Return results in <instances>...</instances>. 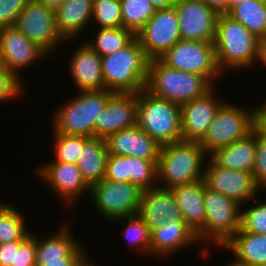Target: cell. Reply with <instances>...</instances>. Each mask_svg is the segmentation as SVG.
<instances>
[{
    "label": "cell",
    "mask_w": 266,
    "mask_h": 266,
    "mask_svg": "<svg viewBox=\"0 0 266 266\" xmlns=\"http://www.w3.org/2000/svg\"><path fill=\"white\" fill-rule=\"evenodd\" d=\"M97 35L94 40H88L87 44L100 56L115 53L117 50L127 46L136 35L124 27L96 28Z\"/></svg>",
    "instance_id": "obj_30"
},
{
    "label": "cell",
    "mask_w": 266,
    "mask_h": 266,
    "mask_svg": "<svg viewBox=\"0 0 266 266\" xmlns=\"http://www.w3.org/2000/svg\"><path fill=\"white\" fill-rule=\"evenodd\" d=\"M120 3L122 27L131 30L135 35L156 12L150 0H120Z\"/></svg>",
    "instance_id": "obj_32"
},
{
    "label": "cell",
    "mask_w": 266,
    "mask_h": 266,
    "mask_svg": "<svg viewBox=\"0 0 266 266\" xmlns=\"http://www.w3.org/2000/svg\"><path fill=\"white\" fill-rule=\"evenodd\" d=\"M28 0H0V28L15 26Z\"/></svg>",
    "instance_id": "obj_41"
},
{
    "label": "cell",
    "mask_w": 266,
    "mask_h": 266,
    "mask_svg": "<svg viewBox=\"0 0 266 266\" xmlns=\"http://www.w3.org/2000/svg\"><path fill=\"white\" fill-rule=\"evenodd\" d=\"M180 38L195 41H214L218 13L207 3L176 2Z\"/></svg>",
    "instance_id": "obj_16"
},
{
    "label": "cell",
    "mask_w": 266,
    "mask_h": 266,
    "mask_svg": "<svg viewBox=\"0 0 266 266\" xmlns=\"http://www.w3.org/2000/svg\"><path fill=\"white\" fill-rule=\"evenodd\" d=\"M136 37L150 60L159 59L181 39L175 6L156 10Z\"/></svg>",
    "instance_id": "obj_13"
},
{
    "label": "cell",
    "mask_w": 266,
    "mask_h": 266,
    "mask_svg": "<svg viewBox=\"0 0 266 266\" xmlns=\"http://www.w3.org/2000/svg\"><path fill=\"white\" fill-rule=\"evenodd\" d=\"M186 224L197 233L205 224L204 181L174 186L170 189Z\"/></svg>",
    "instance_id": "obj_26"
},
{
    "label": "cell",
    "mask_w": 266,
    "mask_h": 266,
    "mask_svg": "<svg viewBox=\"0 0 266 266\" xmlns=\"http://www.w3.org/2000/svg\"><path fill=\"white\" fill-rule=\"evenodd\" d=\"M6 205H7V203H5V202H4V203H1V202H0V211H1Z\"/></svg>",
    "instance_id": "obj_52"
},
{
    "label": "cell",
    "mask_w": 266,
    "mask_h": 266,
    "mask_svg": "<svg viewBox=\"0 0 266 266\" xmlns=\"http://www.w3.org/2000/svg\"><path fill=\"white\" fill-rule=\"evenodd\" d=\"M45 55L48 54L15 26L0 28V61L19 79L22 69L45 58Z\"/></svg>",
    "instance_id": "obj_15"
},
{
    "label": "cell",
    "mask_w": 266,
    "mask_h": 266,
    "mask_svg": "<svg viewBox=\"0 0 266 266\" xmlns=\"http://www.w3.org/2000/svg\"><path fill=\"white\" fill-rule=\"evenodd\" d=\"M218 14L228 13L230 10V0H203Z\"/></svg>",
    "instance_id": "obj_45"
},
{
    "label": "cell",
    "mask_w": 266,
    "mask_h": 266,
    "mask_svg": "<svg viewBox=\"0 0 266 266\" xmlns=\"http://www.w3.org/2000/svg\"><path fill=\"white\" fill-rule=\"evenodd\" d=\"M113 94L107 89L79 91V94L55 111L52 117L53 132L95 137V120Z\"/></svg>",
    "instance_id": "obj_5"
},
{
    "label": "cell",
    "mask_w": 266,
    "mask_h": 266,
    "mask_svg": "<svg viewBox=\"0 0 266 266\" xmlns=\"http://www.w3.org/2000/svg\"><path fill=\"white\" fill-rule=\"evenodd\" d=\"M25 91L22 80L0 61V102L19 98Z\"/></svg>",
    "instance_id": "obj_38"
},
{
    "label": "cell",
    "mask_w": 266,
    "mask_h": 266,
    "mask_svg": "<svg viewBox=\"0 0 266 266\" xmlns=\"http://www.w3.org/2000/svg\"><path fill=\"white\" fill-rule=\"evenodd\" d=\"M243 24L258 38L266 36V3L259 0H246L233 6L227 13Z\"/></svg>",
    "instance_id": "obj_29"
},
{
    "label": "cell",
    "mask_w": 266,
    "mask_h": 266,
    "mask_svg": "<svg viewBox=\"0 0 266 266\" xmlns=\"http://www.w3.org/2000/svg\"><path fill=\"white\" fill-rule=\"evenodd\" d=\"M17 207L7 204L0 211V245L13 241H24L31 232L26 228L25 217Z\"/></svg>",
    "instance_id": "obj_31"
},
{
    "label": "cell",
    "mask_w": 266,
    "mask_h": 266,
    "mask_svg": "<svg viewBox=\"0 0 266 266\" xmlns=\"http://www.w3.org/2000/svg\"><path fill=\"white\" fill-rule=\"evenodd\" d=\"M203 200L205 224L196 233V237L201 245L203 243L208 246L212 242L222 248L240 229L241 205L234 199L207 188L205 183Z\"/></svg>",
    "instance_id": "obj_7"
},
{
    "label": "cell",
    "mask_w": 266,
    "mask_h": 266,
    "mask_svg": "<svg viewBox=\"0 0 266 266\" xmlns=\"http://www.w3.org/2000/svg\"><path fill=\"white\" fill-rule=\"evenodd\" d=\"M250 109V110H249ZM256 126V107L244 109L225 102L218 109L204 138L199 142L207 155L245 138Z\"/></svg>",
    "instance_id": "obj_8"
},
{
    "label": "cell",
    "mask_w": 266,
    "mask_h": 266,
    "mask_svg": "<svg viewBox=\"0 0 266 266\" xmlns=\"http://www.w3.org/2000/svg\"><path fill=\"white\" fill-rule=\"evenodd\" d=\"M212 88L203 76L170 68L159 59L149 62L145 89L156 97L181 106L204 96Z\"/></svg>",
    "instance_id": "obj_4"
},
{
    "label": "cell",
    "mask_w": 266,
    "mask_h": 266,
    "mask_svg": "<svg viewBox=\"0 0 266 266\" xmlns=\"http://www.w3.org/2000/svg\"><path fill=\"white\" fill-rule=\"evenodd\" d=\"M143 190L130 182L103 179L90 186L91 200L98 213L106 220H115L139 212Z\"/></svg>",
    "instance_id": "obj_10"
},
{
    "label": "cell",
    "mask_w": 266,
    "mask_h": 266,
    "mask_svg": "<svg viewBox=\"0 0 266 266\" xmlns=\"http://www.w3.org/2000/svg\"><path fill=\"white\" fill-rule=\"evenodd\" d=\"M252 175L255 183L266 190V135L256 126V158Z\"/></svg>",
    "instance_id": "obj_39"
},
{
    "label": "cell",
    "mask_w": 266,
    "mask_h": 266,
    "mask_svg": "<svg viewBox=\"0 0 266 266\" xmlns=\"http://www.w3.org/2000/svg\"><path fill=\"white\" fill-rule=\"evenodd\" d=\"M137 125V93H114L95 120V137L110 134Z\"/></svg>",
    "instance_id": "obj_18"
},
{
    "label": "cell",
    "mask_w": 266,
    "mask_h": 266,
    "mask_svg": "<svg viewBox=\"0 0 266 266\" xmlns=\"http://www.w3.org/2000/svg\"><path fill=\"white\" fill-rule=\"evenodd\" d=\"M47 5L50 8L56 9L64 0H34Z\"/></svg>",
    "instance_id": "obj_49"
},
{
    "label": "cell",
    "mask_w": 266,
    "mask_h": 266,
    "mask_svg": "<svg viewBox=\"0 0 266 266\" xmlns=\"http://www.w3.org/2000/svg\"><path fill=\"white\" fill-rule=\"evenodd\" d=\"M209 157L223 168L252 173L256 158V126L245 138L218 149Z\"/></svg>",
    "instance_id": "obj_27"
},
{
    "label": "cell",
    "mask_w": 266,
    "mask_h": 266,
    "mask_svg": "<svg viewBox=\"0 0 266 266\" xmlns=\"http://www.w3.org/2000/svg\"><path fill=\"white\" fill-rule=\"evenodd\" d=\"M213 43L221 73L228 69L240 71L257 64L259 38L227 13L218 14Z\"/></svg>",
    "instance_id": "obj_1"
},
{
    "label": "cell",
    "mask_w": 266,
    "mask_h": 266,
    "mask_svg": "<svg viewBox=\"0 0 266 266\" xmlns=\"http://www.w3.org/2000/svg\"><path fill=\"white\" fill-rule=\"evenodd\" d=\"M69 60V72L77 91L104 90L101 56L87 41L79 44Z\"/></svg>",
    "instance_id": "obj_21"
},
{
    "label": "cell",
    "mask_w": 266,
    "mask_h": 266,
    "mask_svg": "<svg viewBox=\"0 0 266 266\" xmlns=\"http://www.w3.org/2000/svg\"><path fill=\"white\" fill-rule=\"evenodd\" d=\"M246 0H230V9L233 7V6H236L240 3H243L245 2Z\"/></svg>",
    "instance_id": "obj_50"
},
{
    "label": "cell",
    "mask_w": 266,
    "mask_h": 266,
    "mask_svg": "<svg viewBox=\"0 0 266 266\" xmlns=\"http://www.w3.org/2000/svg\"><path fill=\"white\" fill-rule=\"evenodd\" d=\"M22 242L13 241L0 245V266H11L14 263L15 249H18Z\"/></svg>",
    "instance_id": "obj_44"
},
{
    "label": "cell",
    "mask_w": 266,
    "mask_h": 266,
    "mask_svg": "<svg viewBox=\"0 0 266 266\" xmlns=\"http://www.w3.org/2000/svg\"><path fill=\"white\" fill-rule=\"evenodd\" d=\"M208 159L203 175L207 188L234 199L241 205V208H245L250 200L253 202L261 188L255 183L251 172L223 168L209 156Z\"/></svg>",
    "instance_id": "obj_12"
},
{
    "label": "cell",
    "mask_w": 266,
    "mask_h": 266,
    "mask_svg": "<svg viewBox=\"0 0 266 266\" xmlns=\"http://www.w3.org/2000/svg\"><path fill=\"white\" fill-rule=\"evenodd\" d=\"M257 199L258 197L253 199L257 202L256 206L252 204L250 208H241L240 229L254 234H266V200L260 202Z\"/></svg>",
    "instance_id": "obj_37"
},
{
    "label": "cell",
    "mask_w": 266,
    "mask_h": 266,
    "mask_svg": "<svg viewBox=\"0 0 266 266\" xmlns=\"http://www.w3.org/2000/svg\"><path fill=\"white\" fill-rule=\"evenodd\" d=\"M36 236L31 234L15 249L14 263L11 266H35Z\"/></svg>",
    "instance_id": "obj_42"
},
{
    "label": "cell",
    "mask_w": 266,
    "mask_h": 266,
    "mask_svg": "<svg viewBox=\"0 0 266 266\" xmlns=\"http://www.w3.org/2000/svg\"><path fill=\"white\" fill-rule=\"evenodd\" d=\"M199 243L196 233L186 222L166 221L161 227L151 231L150 255L166 258L170 254L188 248L192 244Z\"/></svg>",
    "instance_id": "obj_22"
},
{
    "label": "cell",
    "mask_w": 266,
    "mask_h": 266,
    "mask_svg": "<svg viewBox=\"0 0 266 266\" xmlns=\"http://www.w3.org/2000/svg\"><path fill=\"white\" fill-rule=\"evenodd\" d=\"M137 125L161 146L182 140L180 105L145 88L137 93Z\"/></svg>",
    "instance_id": "obj_6"
},
{
    "label": "cell",
    "mask_w": 266,
    "mask_h": 266,
    "mask_svg": "<svg viewBox=\"0 0 266 266\" xmlns=\"http://www.w3.org/2000/svg\"><path fill=\"white\" fill-rule=\"evenodd\" d=\"M257 62L262 63L266 67V36L259 38L258 58Z\"/></svg>",
    "instance_id": "obj_47"
},
{
    "label": "cell",
    "mask_w": 266,
    "mask_h": 266,
    "mask_svg": "<svg viewBox=\"0 0 266 266\" xmlns=\"http://www.w3.org/2000/svg\"><path fill=\"white\" fill-rule=\"evenodd\" d=\"M126 221L127 226L123 231V236L126 237L130 243L128 248H135L142 254H150V234L148 226L144 220L138 215L126 216L122 218H117L115 221Z\"/></svg>",
    "instance_id": "obj_33"
},
{
    "label": "cell",
    "mask_w": 266,
    "mask_h": 266,
    "mask_svg": "<svg viewBox=\"0 0 266 266\" xmlns=\"http://www.w3.org/2000/svg\"><path fill=\"white\" fill-rule=\"evenodd\" d=\"M93 0H64L55 9L57 30L66 42L92 24ZM85 29V30H84Z\"/></svg>",
    "instance_id": "obj_23"
},
{
    "label": "cell",
    "mask_w": 266,
    "mask_h": 266,
    "mask_svg": "<svg viewBox=\"0 0 266 266\" xmlns=\"http://www.w3.org/2000/svg\"><path fill=\"white\" fill-rule=\"evenodd\" d=\"M216 95L213 87L204 96L180 106L183 141L200 142L204 138L218 109L224 103Z\"/></svg>",
    "instance_id": "obj_17"
},
{
    "label": "cell",
    "mask_w": 266,
    "mask_h": 266,
    "mask_svg": "<svg viewBox=\"0 0 266 266\" xmlns=\"http://www.w3.org/2000/svg\"><path fill=\"white\" fill-rule=\"evenodd\" d=\"M53 134L54 142H52V145L55 149V158L52 161L76 164L78 157H80L82 146L88 137L67 135L60 132H54Z\"/></svg>",
    "instance_id": "obj_34"
},
{
    "label": "cell",
    "mask_w": 266,
    "mask_h": 266,
    "mask_svg": "<svg viewBox=\"0 0 266 266\" xmlns=\"http://www.w3.org/2000/svg\"><path fill=\"white\" fill-rule=\"evenodd\" d=\"M105 180L129 182V157L108 154Z\"/></svg>",
    "instance_id": "obj_40"
},
{
    "label": "cell",
    "mask_w": 266,
    "mask_h": 266,
    "mask_svg": "<svg viewBox=\"0 0 266 266\" xmlns=\"http://www.w3.org/2000/svg\"><path fill=\"white\" fill-rule=\"evenodd\" d=\"M15 27L48 55L65 43L57 30L55 9L34 0H28Z\"/></svg>",
    "instance_id": "obj_11"
},
{
    "label": "cell",
    "mask_w": 266,
    "mask_h": 266,
    "mask_svg": "<svg viewBox=\"0 0 266 266\" xmlns=\"http://www.w3.org/2000/svg\"><path fill=\"white\" fill-rule=\"evenodd\" d=\"M159 60L170 68L203 76L213 87L216 78L222 76L216 63L213 41L180 39Z\"/></svg>",
    "instance_id": "obj_9"
},
{
    "label": "cell",
    "mask_w": 266,
    "mask_h": 266,
    "mask_svg": "<svg viewBox=\"0 0 266 266\" xmlns=\"http://www.w3.org/2000/svg\"><path fill=\"white\" fill-rule=\"evenodd\" d=\"M37 174L45 181L48 187L54 190L61 201L68 205L73 204L75 200L90 192V186L82 177L79 167L75 163H62L56 161H47L40 165Z\"/></svg>",
    "instance_id": "obj_14"
},
{
    "label": "cell",
    "mask_w": 266,
    "mask_h": 266,
    "mask_svg": "<svg viewBox=\"0 0 266 266\" xmlns=\"http://www.w3.org/2000/svg\"><path fill=\"white\" fill-rule=\"evenodd\" d=\"M256 126L266 135V101L256 106Z\"/></svg>",
    "instance_id": "obj_46"
},
{
    "label": "cell",
    "mask_w": 266,
    "mask_h": 266,
    "mask_svg": "<svg viewBox=\"0 0 266 266\" xmlns=\"http://www.w3.org/2000/svg\"><path fill=\"white\" fill-rule=\"evenodd\" d=\"M156 10L168 9L175 5L176 0H150Z\"/></svg>",
    "instance_id": "obj_48"
},
{
    "label": "cell",
    "mask_w": 266,
    "mask_h": 266,
    "mask_svg": "<svg viewBox=\"0 0 266 266\" xmlns=\"http://www.w3.org/2000/svg\"><path fill=\"white\" fill-rule=\"evenodd\" d=\"M108 154L105 138L90 137L84 142L76 165L89 186L105 178Z\"/></svg>",
    "instance_id": "obj_28"
},
{
    "label": "cell",
    "mask_w": 266,
    "mask_h": 266,
    "mask_svg": "<svg viewBox=\"0 0 266 266\" xmlns=\"http://www.w3.org/2000/svg\"><path fill=\"white\" fill-rule=\"evenodd\" d=\"M184 1H188V2H203V0H176V2H184Z\"/></svg>",
    "instance_id": "obj_51"
},
{
    "label": "cell",
    "mask_w": 266,
    "mask_h": 266,
    "mask_svg": "<svg viewBox=\"0 0 266 266\" xmlns=\"http://www.w3.org/2000/svg\"><path fill=\"white\" fill-rule=\"evenodd\" d=\"M207 156L199 142L181 140L163 145L156 168L158 187L171 189L202 180Z\"/></svg>",
    "instance_id": "obj_3"
},
{
    "label": "cell",
    "mask_w": 266,
    "mask_h": 266,
    "mask_svg": "<svg viewBox=\"0 0 266 266\" xmlns=\"http://www.w3.org/2000/svg\"><path fill=\"white\" fill-rule=\"evenodd\" d=\"M157 161L129 157V182L143 191L156 187Z\"/></svg>",
    "instance_id": "obj_35"
},
{
    "label": "cell",
    "mask_w": 266,
    "mask_h": 266,
    "mask_svg": "<svg viewBox=\"0 0 266 266\" xmlns=\"http://www.w3.org/2000/svg\"><path fill=\"white\" fill-rule=\"evenodd\" d=\"M138 215L150 232L166 221L185 222L172 191L158 186L142 192Z\"/></svg>",
    "instance_id": "obj_19"
},
{
    "label": "cell",
    "mask_w": 266,
    "mask_h": 266,
    "mask_svg": "<svg viewBox=\"0 0 266 266\" xmlns=\"http://www.w3.org/2000/svg\"><path fill=\"white\" fill-rule=\"evenodd\" d=\"M108 153L146 160H158L161 145L138 125L122 129L106 138Z\"/></svg>",
    "instance_id": "obj_20"
},
{
    "label": "cell",
    "mask_w": 266,
    "mask_h": 266,
    "mask_svg": "<svg viewBox=\"0 0 266 266\" xmlns=\"http://www.w3.org/2000/svg\"><path fill=\"white\" fill-rule=\"evenodd\" d=\"M68 224L43 239L36 236L35 261L62 260V257H89L83 245L73 237ZM80 243V244H79Z\"/></svg>",
    "instance_id": "obj_24"
},
{
    "label": "cell",
    "mask_w": 266,
    "mask_h": 266,
    "mask_svg": "<svg viewBox=\"0 0 266 266\" xmlns=\"http://www.w3.org/2000/svg\"><path fill=\"white\" fill-rule=\"evenodd\" d=\"M90 257H62V260L35 261V266H95Z\"/></svg>",
    "instance_id": "obj_43"
},
{
    "label": "cell",
    "mask_w": 266,
    "mask_h": 266,
    "mask_svg": "<svg viewBox=\"0 0 266 266\" xmlns=\"http://www.w3.org/2000/svg\"><path fill=\"white\" fill-rule=\"evenodd\" d=\"M222 248L236 256L235 261L227 266H261L266 263V234L239 229Z\"/></svg>",
    "instance_id": "obj_25"
},
{
    "label": "cell",
    "mask_w": 266,
    "mask_h": 266,
    "mask_svg": "<svg viewBox=\"0 0 266 266\" xmlns=\"http://www.w3.org/2000/svg\"><path fill=\"white\" fill-rule=\"evenodd\" d=\"M150 59L135 37L115 53L101 56L105 89L113 93H138L147 82Z\"/></svg>",
    "instance_id": "obj_2"
},
{
    "label": "cell",
    "mask_w": 266,
    "mask_h": 266,
    "mask_svg": "<svg viewBox=\"0 0 266 266\" xmlns=\"http://www.w3.org/2000/svg\"><path fill=\"white\" fill-rule=\"evenodd\" d=\"M92 22L98 28L122 27V14L120 0L93 1Z\"/></svg>",
    "instance_id": "obj_36"
}]
</instances>
